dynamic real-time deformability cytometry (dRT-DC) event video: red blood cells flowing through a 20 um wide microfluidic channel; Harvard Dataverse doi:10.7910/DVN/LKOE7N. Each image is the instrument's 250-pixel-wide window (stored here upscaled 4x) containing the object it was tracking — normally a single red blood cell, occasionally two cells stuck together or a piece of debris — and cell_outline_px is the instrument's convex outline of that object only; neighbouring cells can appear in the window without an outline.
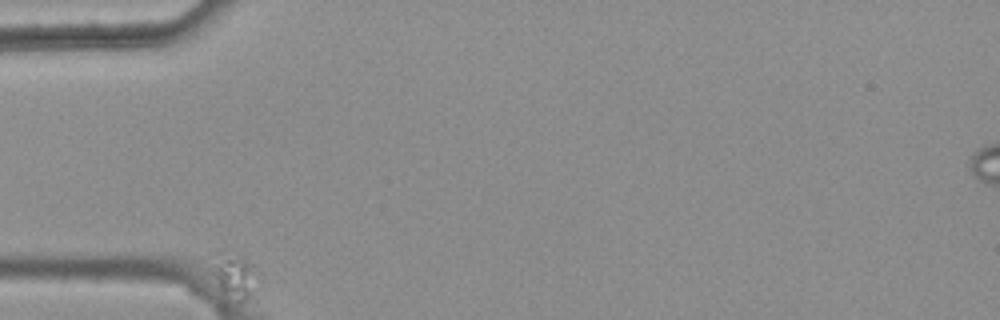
{"species": "common noctule bat (a hibernating species)", "species_latin": "Nyctalus noctula", "temperature_condition": "warm", "stored_images_in_passage": 6, "camera_frame_rate_fps": 3000, "um_per_image_px": 0.085, "animal": {"sex": "female", "body_mass_g": 25.1}, "frame": {"image": 1, "passage_image": 1, "time_ms": 0.0, "image_size_px": [1000, 320], "cell_outline_px": [[260, 280], [252, 292], [240, 304], [220, 288], [204, 272], [216, 252], [220, 248], [232, 248], [244, 256], [256, 268]], "centroid_in_image_um": [19.81, 23.27], "position_along_channel_um": 65.2, "area_um2": 13.58}}